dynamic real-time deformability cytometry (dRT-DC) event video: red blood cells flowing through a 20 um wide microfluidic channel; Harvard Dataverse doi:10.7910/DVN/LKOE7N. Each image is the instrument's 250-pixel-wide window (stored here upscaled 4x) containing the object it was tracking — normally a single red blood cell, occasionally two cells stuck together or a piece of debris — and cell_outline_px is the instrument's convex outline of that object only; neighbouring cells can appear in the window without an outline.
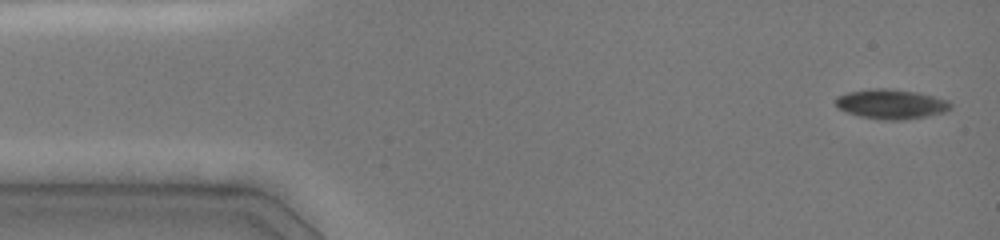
{"species": "common noctule bat (a hibernating species)", "species_latin": "Nyctalus noctula", "temperature_condition": "cold", "stored_images_in_passage": 39, "camera_frame_rate_fps": 3000, "um_per_image_px": 0.085, "animal": {"sex": "female", "body_mass_g": 19.0, "forearm_length_mm": 51.5}, "frame": {"image": 1, "passage_image": 1, "time_ms": 0.0, "image_size_px": [1000, 240], "cell_outline_px": [[952, 108], [944, 112], [928, 116], [904, 120], [888, 120], [860, 116], [836, 108], [836, 96], [848, 92], [868, 88], [888, 88], [916, 92], [948, 100], [952, 104]], "centroid_in_image_um": [75.74, 8.84], "position_along_channel_um": 9.3, "area_um2": 19.94}}
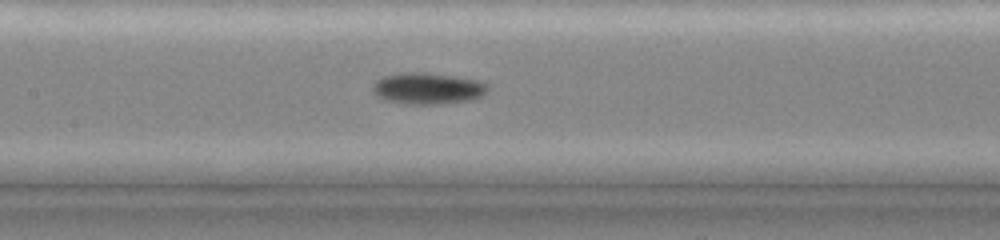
{"frame": {"image": 2, "passage_image": 18, "time_ms": 6.667, "image_size_px": [1000, 240], "cell_outline_px": [[488, 92], [472, 100], [440, 104], [404, 104], [384, 100], [376, 96], [372, 92], [372, 84], [376, 80], [384, 76], [400, 72], [420, 72], [456, 76], [480, 80], [488, 84]], "centroid_in_image_um": [36.34, 7.52], "position_along_channel_um": 171.1, "area_um2": 21.5}}
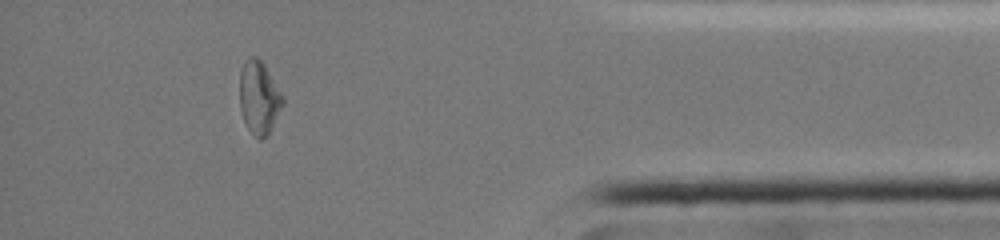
{"frame": {"image": 3, "passage_image": 34, "time_ms": 13.333, "image_size_px": [1000, 240], "cell_outline_px": [[284, 104], [268, 136], [260, 140], [248, 128], [244, 120], [240, 108], [240, 72], [244, 60], [248, 56], [256, 56], [264, 64], [284, 96]], "centroid_in_image_um": [22.03, 8.28], "position_along_channel_um": 413.2, "area_um2": 18.5}, "authors_computed_cell_mechanics": {"area_um2": 19.1896, "velocity_mm_per_s": 4.0477, "shape_relaxation_time_tau1_ms": 10.6744, "shape_relaxation_time_tau2_ms": null, "deformation_change_tau1": 0.2472, "deformation_change_tau2": null}}